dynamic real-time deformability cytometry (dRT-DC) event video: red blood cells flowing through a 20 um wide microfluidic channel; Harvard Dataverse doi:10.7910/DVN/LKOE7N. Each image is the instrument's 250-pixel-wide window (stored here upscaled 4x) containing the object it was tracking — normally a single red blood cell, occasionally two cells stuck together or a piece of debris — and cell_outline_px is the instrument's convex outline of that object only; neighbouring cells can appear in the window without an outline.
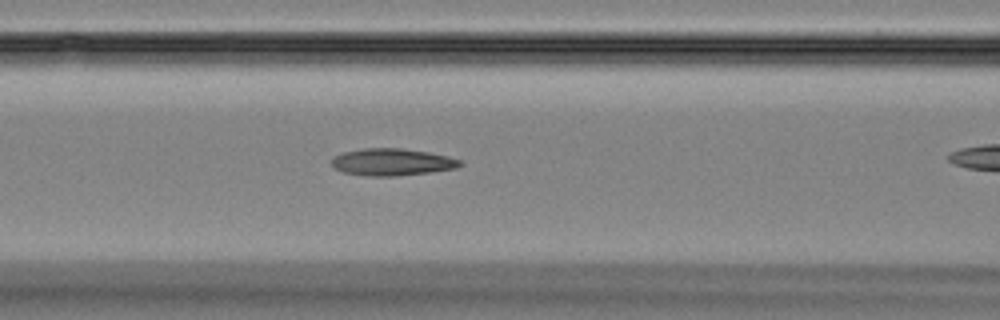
{"species": "Egyptian fruit bat (a non-hibernating species)", "species_latin": "Rousettus aegyptiacus", "temperature_condition": "room temperature", "stored_images_in_passage": 29, "camera_frame_rate_fps": 3000, "um_per_image_px": 0.085, "animal": {"sex": "female"}, "frame": {"image": 1, "passage_image": 12, "time_ms": 3.667, "image_size_px": [1000, 320], "cell_outline_px": [[464, 164], [456, 168], [432, 172], [396, 176], [368, 176], [344, 172], [336, 168], [332, 164], [332, 156], [344, 152], [364, 148], [400, 148], [428, 152], [448, 156], [460, 160]], "centroid_in_image_um": [33.34, 13.77], "position_along_channel_um": 133.3, "area_um2": 20.23}}
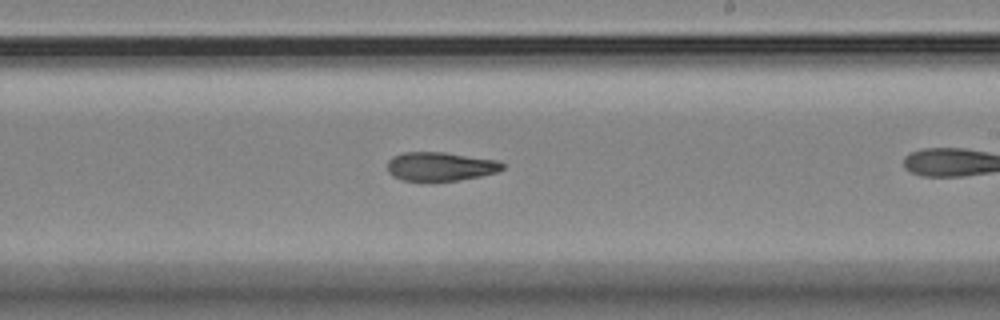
{"frame": {"image": 2, "passage_image": 18, "time_ms": 5.667, "image_size_px": [1000, 320], "cell_outline_px": [[504, 168], [496, 172], [480, 176], [460, 180], [432, 184], [420, 184], [400, 180], [392, 176], [388, 172], [388, 160], [392, 156], [404, 152], [444, 152], [500, 160], [504, 164]], "centroid_in_image_um": [37.38, 14.2], "position_along_channel_um": 251.6, "area_um2": 20.4}}
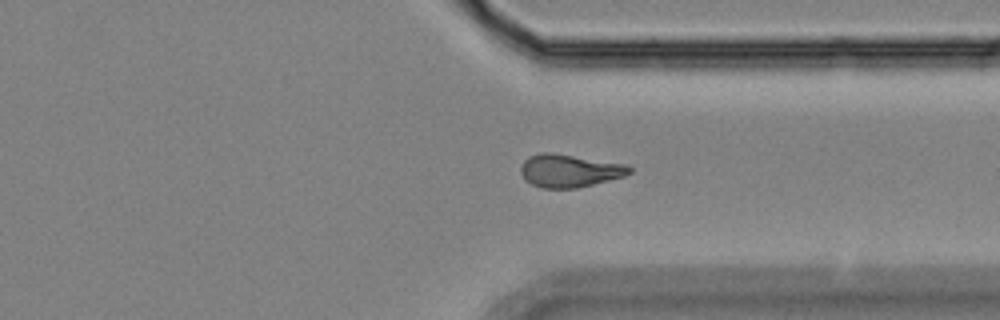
{"frame": {"image": 3, "passage_image": 27, "time_ms": 8.667, "image_size_px": [1000, 320], "cell_outline_px": [[632, 172], [624, 176], [576, 188], [540, 188], [524, 180], [520, 172], [520, 168], [524, 160], [528, 156], [540, 152], [552, 152], [628, 164], [632, 168]], "centroid_in_image_um": [48.38, 14.49], "position_along_channel_um": 363.0, "area_um2": 21.04}}